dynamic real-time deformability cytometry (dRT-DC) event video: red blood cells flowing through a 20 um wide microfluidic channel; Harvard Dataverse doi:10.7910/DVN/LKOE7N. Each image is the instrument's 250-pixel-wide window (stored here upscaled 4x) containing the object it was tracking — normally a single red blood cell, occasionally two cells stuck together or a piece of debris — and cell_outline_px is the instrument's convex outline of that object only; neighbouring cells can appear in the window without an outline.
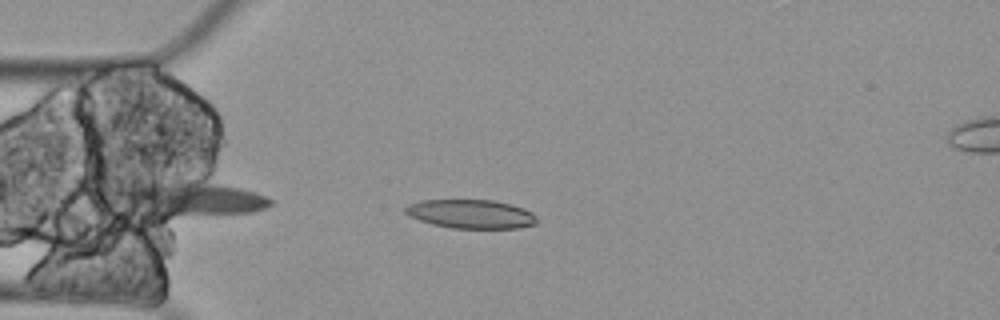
{"species": "Egyptian fruit bat (a non-hibernating species)", "species_latin": "Rousettus aegyptiacus", "temperature_condition": "cold", "stored_images_in_passage": 4, "camera_frame_rate_fps": 3000, "um_per_image_px": 0.085, "animal": {"sex": "female"}, "frame": {"image": 1, "passage_image": 4, "time_ms": 1.0, "image_size_px": [1000, 320], "cell_outline_px": [[536, 224], [520, 228], [452, 228], [432, 224], [408, 216], [404, 212], [404, 208], [408, 204], [424, 200], [492, 200], [512, 204], [524, 208], [532, 212], [536, 216]], "centroid_in_image_um": [40.03, 18.19], "position_along_channel_um": 45.0, "area_um2": 22.2}}